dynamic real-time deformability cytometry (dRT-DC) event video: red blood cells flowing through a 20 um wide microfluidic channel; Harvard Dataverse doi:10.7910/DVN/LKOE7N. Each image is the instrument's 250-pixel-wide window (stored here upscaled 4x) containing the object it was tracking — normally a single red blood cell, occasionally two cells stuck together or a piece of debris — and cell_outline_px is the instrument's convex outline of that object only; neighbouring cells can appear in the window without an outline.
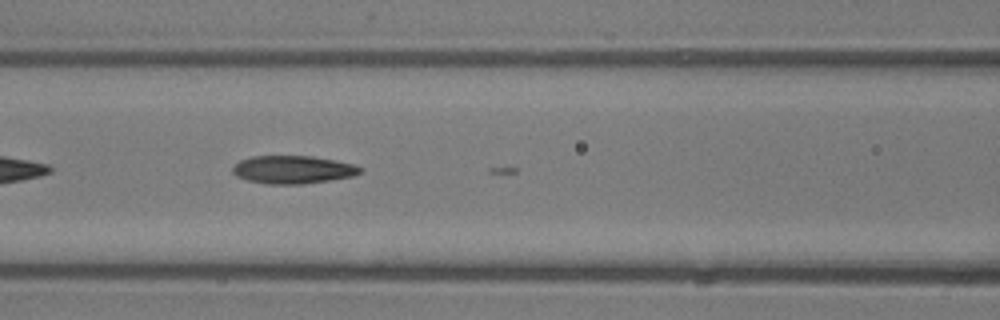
{"species": "common noctule bat (a hibernating species)", "species_latin": "Nyctalus noctula", "temperature_condition": "room temperature", "stored_images_in_passage": 7, "camera_frame_rate_fps": 3000, "um_per_image_px": 0.085, "animal": {"sex": "male", "body_mass_g": 13.3}, "frame": {"image": 1, "passage_image": 5, "time_ms": 1.333, "image_size_px": [1000, 320], "cell_outline_px": [[364, 168], [360, 172], [352, 176], [304, 184], [268, 184], [248, 180], [236, 176], [232, 172], [232, 168], [240, 160], [252, 156], [312, 156], [352, 164]], "centroid_in_image_um": [24.86, 14.42], "position_along_channel_um": 141.7, "area_um2": 20.58}}